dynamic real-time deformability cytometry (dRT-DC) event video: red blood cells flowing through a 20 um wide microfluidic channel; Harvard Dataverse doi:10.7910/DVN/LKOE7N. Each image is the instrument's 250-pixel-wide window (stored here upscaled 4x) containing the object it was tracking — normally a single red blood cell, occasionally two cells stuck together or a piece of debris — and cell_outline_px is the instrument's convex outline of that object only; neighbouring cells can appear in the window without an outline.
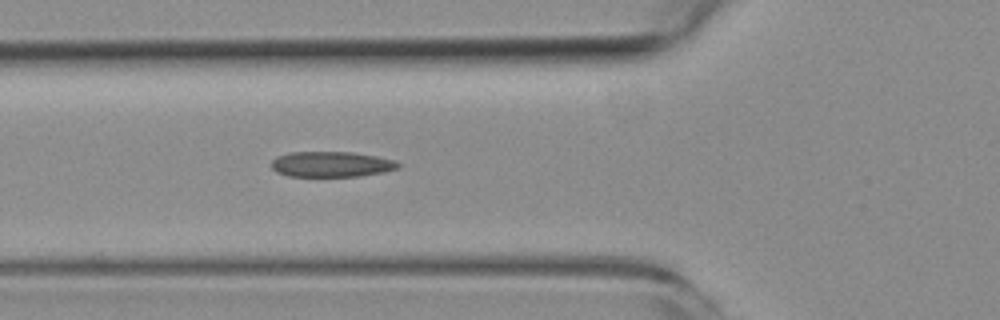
{"species": "common noctule bat (a hibernating species)", "species_latin": "Nyctalus noctula", "temperature_condition": "room temperature", "stored_images_in_passage": 6, "camera_frame_rate_fps": 3000, "um_per_image_px": 0.085, "animal": {"sex": "female", "body_mass_g": 19.3, "forearm_length_mm": 54.1}, "frame": {"image": 1, "passage_image": 6, "time_ms": 5.667, "image_size_px": [1000, 320], "cell_outline_px": [[400, 168], [384, 172], [360, 176], [288, 176], [276, 172], [272, 168], [272, 160], [276, 156], [288, 152], [352, 152], [376, 156], [396, 160], [400, 164]], "centroid_in_image_um": [28.18, 13.96], "position_along_channel_um": 97.6, "area_um2": 18.96}}